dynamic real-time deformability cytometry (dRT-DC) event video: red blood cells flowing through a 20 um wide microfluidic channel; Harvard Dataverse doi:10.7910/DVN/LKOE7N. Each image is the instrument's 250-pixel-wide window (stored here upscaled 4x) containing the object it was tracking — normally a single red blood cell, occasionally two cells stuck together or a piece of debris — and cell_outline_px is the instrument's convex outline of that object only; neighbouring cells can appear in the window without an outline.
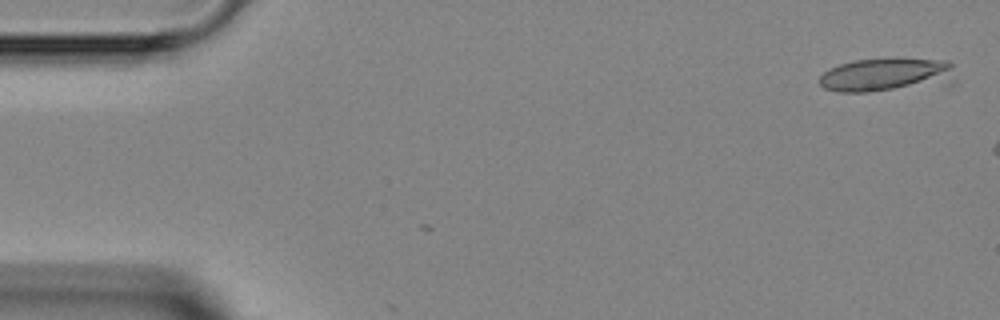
{"species": "Egyptian fruit bat (a non-hibernating species)", "species_latin": "Rousettus aegyptiacus", "temperature_condition": "room temperature", "stored_images_in_passage": 3, "camera_frame_rate_fps": 3000, "um_per_image_px": 0.085, "animal": {"sex": "female"}, "frame": {"image": 1, "passage_image": 1, "time_ms": 0.0, "image_size_px": [1000, 320], "cell_outline_px": [[956, 80], [952, 84], [864, 92], [836, 92], [824, 88], [820, 84], [820, 76], [828, 68], [840, 64], [856, 60], [896, 56], [948, 60], [952, 64]], "centroid_in_image_um": [75.44, 6.33], "position_along_channel_um": 9.6, "area_um2": 27.74}}